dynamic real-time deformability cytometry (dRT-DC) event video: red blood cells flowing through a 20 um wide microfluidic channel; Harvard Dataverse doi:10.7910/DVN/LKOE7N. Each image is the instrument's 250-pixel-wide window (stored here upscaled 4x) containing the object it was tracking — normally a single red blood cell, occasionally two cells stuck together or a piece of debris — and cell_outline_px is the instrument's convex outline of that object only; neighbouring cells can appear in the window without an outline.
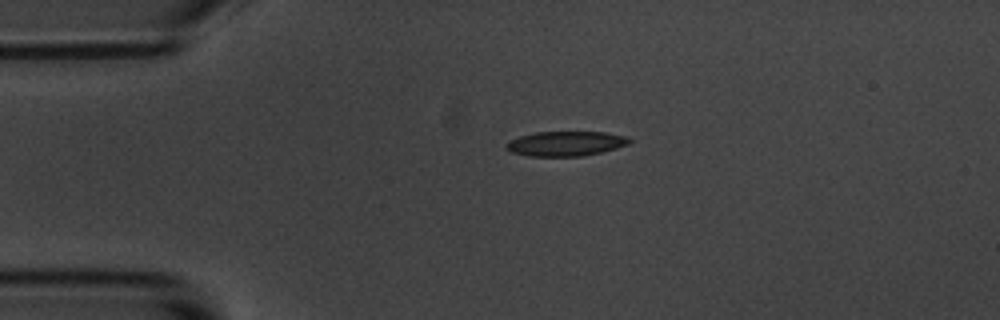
{"species": "common noctule bat (a hibernating species)", "species_latin": "Nyctalus noctula", "temperature_condition": "room temperature", "stored_images_in_passage": 2, "camera_frame_rate_fps": 3000, "um_per_image_px": 0.085, "animal": {"sex": "male", "body_mass_g": 20.1, "forearm_length_mm": 53.5}, "frame": {"image": 1, "passage_image": 1, "time_ms": 0.0, "image_size_px": [1000, 320], "cell_outline_px": [[632, 140], [628, 144], [616, 148], [600, 152], [580, 156], [528, 156], [512, 152], [504, 148], [504, 144], [508, 140], [520, 136], [536, 132], [604, 132], [624, 136]], "centroid_in_image_um": [48.02, 12.2], "position_along_channel_um": 37.0, "area_um2": 17.69}}